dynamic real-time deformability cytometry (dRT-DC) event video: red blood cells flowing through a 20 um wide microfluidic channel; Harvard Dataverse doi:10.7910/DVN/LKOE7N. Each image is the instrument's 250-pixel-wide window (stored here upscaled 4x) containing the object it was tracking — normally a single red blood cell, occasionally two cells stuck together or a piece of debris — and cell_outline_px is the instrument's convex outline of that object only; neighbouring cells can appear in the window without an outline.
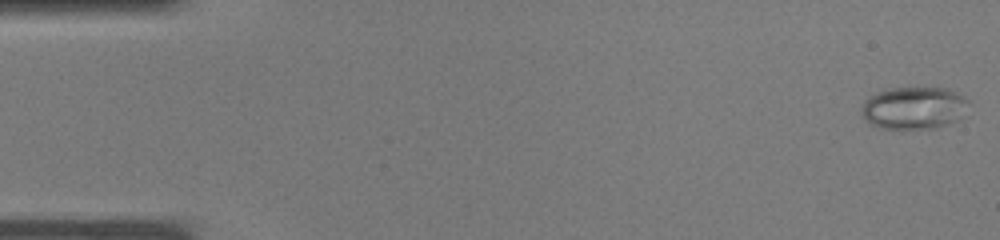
{"species": "common noctule bat (a hibernating species)", "species_latin": "Nyctalus noctula", "temperature_condition": "warm", "stored_images_in_passage": 37, "camera_frame_rate_fps": 3000, "um_per_image_px": 0.085, "animal": {"sex": "male", "body_mass_g": 19.0, "forearm_length_mm": 50.8}, "frame": {"image": 1, "passage_image": 1, "time_ms": 0.0, "image_size_px": [1000, 240], "cell_outline_px": [[968, 100], [964, 116], [948, 124], [936, 128], [880, 128], [868, 124], [860, 112], [860, 104], [868, 96], [876, 92], [892, 88], [948, 88], [964, 96]], "centroid_in_image_um": [77.64, 9.17], "position_along_channel_um": 7.4, "area_um2": 26.76}}
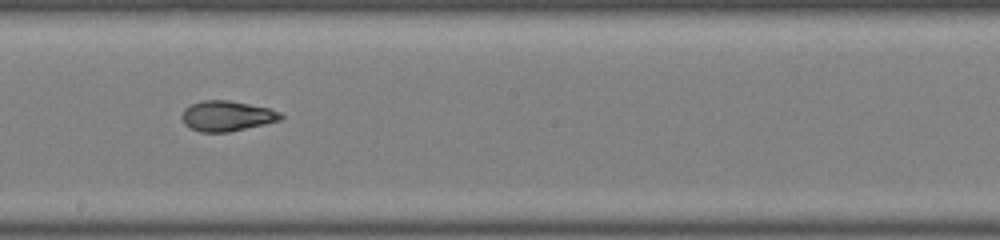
{"frame": {"image": 2, "passage_image": 21, "time_ms": 6.667, "image_size_px": [1000, 240], "cell_outline_px": [[284, 116], [280, 120], [264, 124], [228, 132], [200, 132], [184, 124], [184, 108], [188, 104], [204, 100], [228, 100], [268, 108], [280, 112]], "centroid_in_image_um": [19.28, 9.85], "position_along_channel_um": 228.9, "area_um2": 17.22}}
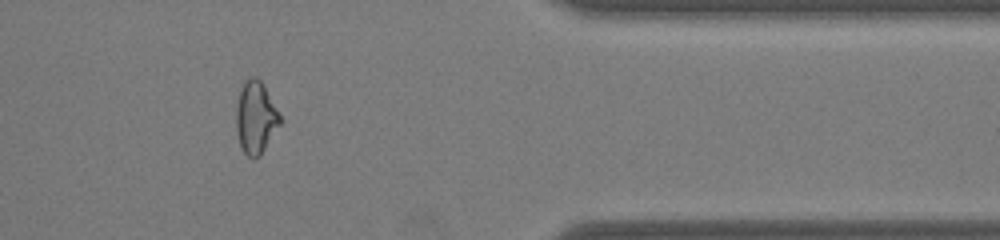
{"frame": {"image": 3, "passage_image": 31, "time_ms": 10.0, "image_size_px": [1000, 240], "cell_outline_px": [[284, 120], [260, 156], [252, 160], [240, 148], [236, 132], [236, 108], [240, 88], [244, 80], [248, 76], [256, 76], [260, 80]], "centroid_in_image_um": [21.74, 10.0], "position_along_channel_um": 389.7, "area_um2": 18.96}}